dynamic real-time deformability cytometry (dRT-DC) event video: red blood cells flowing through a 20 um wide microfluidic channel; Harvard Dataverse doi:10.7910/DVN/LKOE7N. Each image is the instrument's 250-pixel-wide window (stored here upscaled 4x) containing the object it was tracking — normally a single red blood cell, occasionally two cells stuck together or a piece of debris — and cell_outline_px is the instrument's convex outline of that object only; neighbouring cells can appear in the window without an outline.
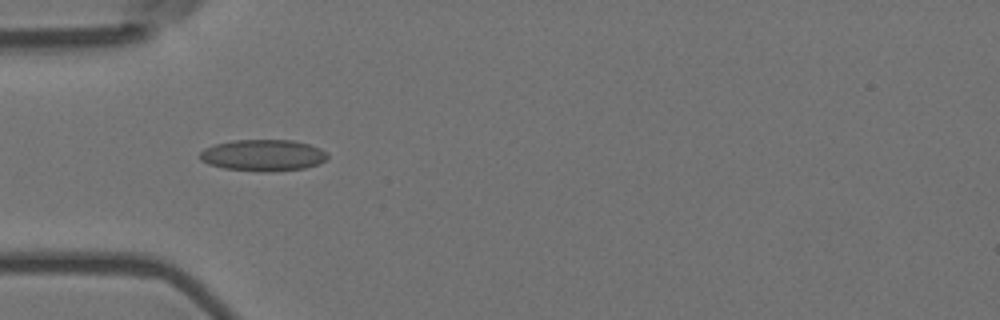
{"species": "Egyptian fruit bat (a non-hibernating species)", "species_latin": "Rousettus aegyptiacus", "temperature_condition": "room temperature", "stored_images_in_passage": 4, "camera_frame_rate_fps": 3000, "um_per_image_px": 0.085, "animal": {"sex": "female"}, "frame": {"image": 1, "passage_image": 3, "time_ms": 0.667, "image_size_px": [1000, 320], "cell_outline_px": [[328, 156], [320, 164], [304, 168], [268, 172], [264, 172], [224, 168], [208, 164], [200, 160], [200, 152], [204, 148], [216, 144], [232, 140], [292, 140], [308, 144], [320, 148]], "centroid_in_image_um": [22.34, 13.2], "position_along_channel_um": 62.7, "area_um2": 23.35}}
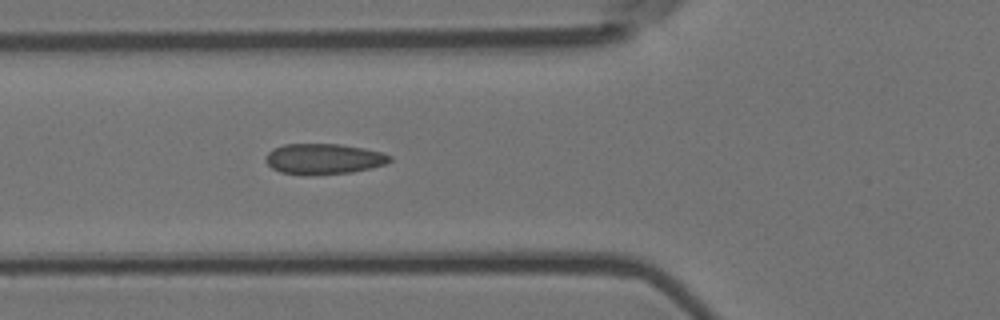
{"frame": {"image": 2, "passage_image": 4, "time_ms": 1.0, "image_size_px": [1000, 320], "cell_outline_px": [[392, 160], [384, 164], [372, 168], [352, 172], [280, 172], [272, 168], [264, 160], [268, 152], [272, 148], [284, 144], [340, 144], [364, 148], [380, 152], [392, 156]], "centroid_in_image_um": [27.53, 13.45], "position_along_channel_um": 98.3, "area_um2": 21.33}}